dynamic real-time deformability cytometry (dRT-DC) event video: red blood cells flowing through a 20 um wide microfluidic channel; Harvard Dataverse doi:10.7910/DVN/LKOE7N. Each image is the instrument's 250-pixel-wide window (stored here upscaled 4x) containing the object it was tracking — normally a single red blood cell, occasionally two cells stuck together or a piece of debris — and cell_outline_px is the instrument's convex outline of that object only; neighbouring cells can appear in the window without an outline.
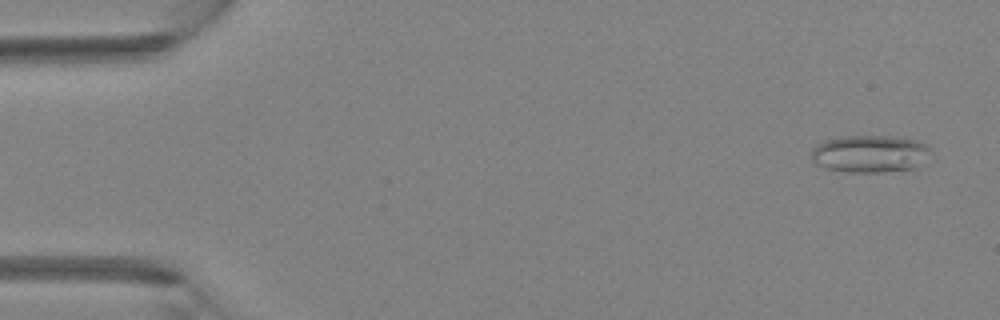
{"species": "Egyptian fruit bat (a non-hibernating species)", "species_latin": "Rousettus aegyptiacus", "temperature_condition": "room temperature", "stored_images_in_passage": 4, "camera_frame_rate_fps": 3000, "um_per_image_px": 0.085, "animal": {"sex": "female"}, "frame": {"image": 1, "passage_image": 1, "time_ms": 0.0, "image_size_px": [1000, 320], "cell_outline_px": [[928, 148], [912, 168], [884, 172], [848, 172], [828, 168], [816, 164], [812, 160], [812, 148], [816, 144], [824, 140], [844, 136], [892, 136], [916, 140], [924, 144]], "centroid_in_image_um": [73.79, 13.05], "position_along_channel_um": 11.2, "area_um2": 25.14}}